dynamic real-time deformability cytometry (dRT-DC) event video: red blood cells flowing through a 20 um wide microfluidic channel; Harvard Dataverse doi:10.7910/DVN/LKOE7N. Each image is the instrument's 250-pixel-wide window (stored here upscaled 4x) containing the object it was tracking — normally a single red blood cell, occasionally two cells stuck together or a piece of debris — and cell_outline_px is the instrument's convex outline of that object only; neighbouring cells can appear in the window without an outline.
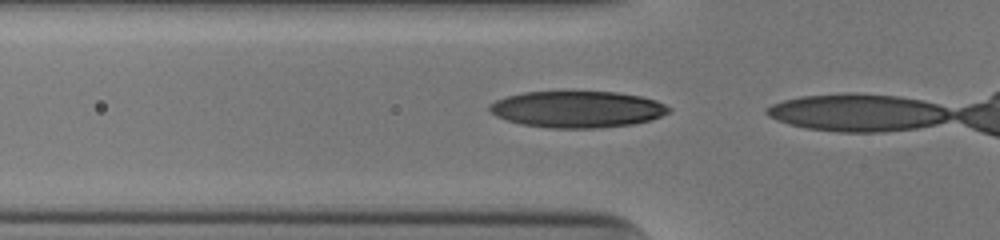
{"species": "human", "species_latin": "Homo sapiens", "temperature_condition": "cold", "stored_images_in_passage": 13, "camera_frame_rate_fps": 3000, "um_per_image_px": 0.085, "donor": {"sex": "male"}, "frame": {"image": 1, "passage_image": 12, "time_ms": 3.667, "image_size_px": [1000, 240], "cell_outline_px": [[672, 112], [652, 120], [632, 124], [596, 128], [548, 128], [520, 124], [496, 116], [488, 108], [488, 104], [496, 100], [508, 96], [524, 92], [616, 92], [640, 96], [656, 100], [672, 108]], "centroid_in_image_um": [49.1, 9.29], "position_along_channel_um": 76.7, "area_um2": 38.26}}